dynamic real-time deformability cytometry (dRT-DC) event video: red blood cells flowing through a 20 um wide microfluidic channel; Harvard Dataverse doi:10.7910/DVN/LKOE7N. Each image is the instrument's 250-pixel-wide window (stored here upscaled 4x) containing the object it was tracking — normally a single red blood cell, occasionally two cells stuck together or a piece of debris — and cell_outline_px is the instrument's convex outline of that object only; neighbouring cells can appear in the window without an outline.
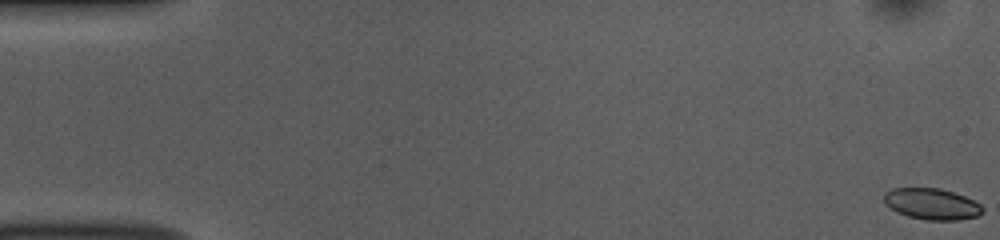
{"species": "common noctule bat (a hibernating species)", "species_latin": "Nyctalus noctula", "temperature_condition": "room temperature", "stored_images_in_passage": 54, "camera_frame_rate_fps": 3000, "um_per_image_px": 0.085, "animal": {"sex": "female", "body_mass_g": 10.0, "forearm_length_mm": 53.1}, "frame": {"image": 1, "passage_image": 1, "time_ms": 0.0, "image_size_px": [1000, 240], "cell_outline_px": [[984, 212], [976, 216], [960, 220], [928, 220], [908, 216], [896, 212], [884, 204], [884, 192], [892, 188], [940, 188], [964, 196], [980, 204], [984, 208]], "centroid_in_image_um": [79.18, 17.34], "position_along_channel_um": 5.8, "area_um2": 17.98}}
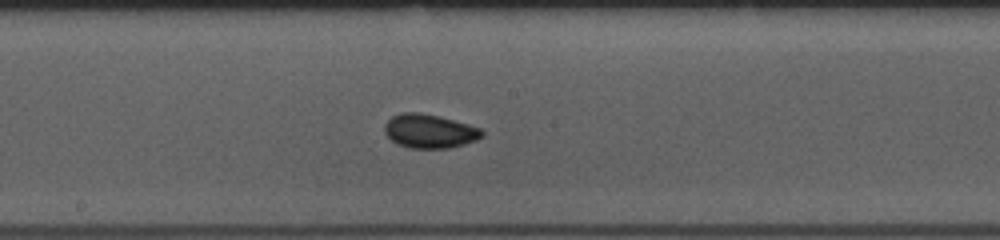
{"frame": {"image": 2, "passage_image": 29, "time_ms": 9.333, "image_size_px": [1000, 240], "cell_outline_px": [[484, 136], [476, 140], [464, 144], [448, 148], [408, 148], [396, 144], [384, 132], [384, 124], [392, 116], [400, 112], [420, 112], [440, 116], [468, 124], [480, 128], [484, 132]], "centroid_in_image_um": [36.5, 11.14], "position_along_channel_um": 211.7, "area_um2": 19.42}}
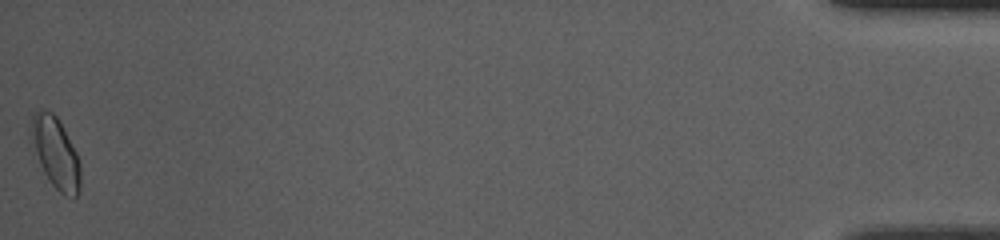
{"frame": {"image": 3, "passage_image": 54, "time_ms": 17.667, "image_size_px": [1000, 240], "cell_outline_px": [[80, 192], [72, 200], [64, 196], [48, 180], [28, 140], [28, 128], [32, 116], [40, 108], [52, 112], [56, 116], [76, 152], [80, 164]], "centroid_in_image_um": [4.68, 13.0], "position_along_channel_um": 430.5, "area_um2": 20.87}, "authors_computed_cell_mechanics": {"area_um2": 18.207, "velocity_mm_per_s": 3.7692, "shape_relaxation_time_tau1_ms": 3.2142, "shape_relaxation_time_tau2_ms": 1.2054, "deformation_change_tau1": 0.0794, "deformation_change_tau2": 0.0514}}